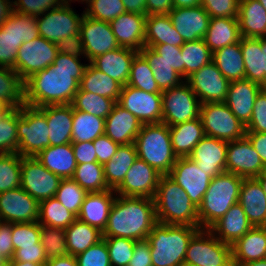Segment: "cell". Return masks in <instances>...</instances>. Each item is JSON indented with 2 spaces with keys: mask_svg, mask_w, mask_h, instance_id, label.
<instances>
[{
  "mask_svg": "<svg viewBox=\"0 0 266 266\" xmlns=\"http://www.w3.org/2000/svg\"><path fill=\"white\" fill-rule=\"evenodd\" d=\"M139 53L147 62H166L182 76L181 47L170 44L145 45Z\"/></svg>",
  "mask_w": 266,
  "mask_h": 266,
  "instance_id": "obj_50",
  "label": "cell"
},
{
  "mask_svg": "<svg viewBox=\"0 0 266 266\" xmlns=\"http://www.w3.org/2000/svg\"><path fill=\"white\" fill-rule=\"evenodd\" d=\"M182 78L184 81L194 72L212 61V52L204 39L184 42L181 46Z\"/></svg>",
  "mask_w": 266,
  "mask_h": 266,
  "instance_id": "obj_42",
  "label": "cell"
},
{
  "mask_svg": "<svg viewBox=\"0 0 266 266\" xmlns=\"http://www.w3.org/2000/svg\"><path fill=\"white\" fill-rule=\"evenodd\" d=\"M117 102L114 99L82 91L80 88L74 95L72 107L85 113L92 114L99 118H106Z\"/></svg>",
  "mask_w": 266,
  "mask_h": 266,
  "instance_id": "obj_45",
  "label": "cell"
},
{
  "mask_svg": "<svg viewBox=\"0 0 266 266\" xmlns=\"http://www.w3.org/2000/svg\"><path fill=\"white\" fill-rule=\"evenodd\" d=\"M157 221L167 225L199 226L197 207L176 182L162 175L154 197Z\"/></svg>",
  "mask_w": 266,
  "mask_h": 266,
  "instance_id": "obj_4",
  "label": "cell"
},
{
  "mask_svg": "<svg viewBox=\"0 0 266 266\" xmlns=\"http://www.w3.org/2000/svg\"><path fill=\"white\" fill-rule=\"evenodd\" d=\"M128 266H152L150 243L147 240L135 242Z\"/></svg>",
  "mask_w": 266,
  "mask_h": 266,
  "instance_id": "obj_66",
  "label": "cell"
},
{
  "mask_svg": "<svg viewBox=\"0 0 266 266\" xmlns=\"http://www.w3.org/2000/svg\"><path fill=\"white\" fill-rule=\"evenodd\" d=\"M68 254L77 256L103 239L102 231L76 219L66 229Z\"/></svg>",
  "mask_w": 266,
  "mask_h": 266,
  "instance_id": "obj_41",
  "label": "cell"
},
{
  "mask_svg": "<svg viewBox=\"0 0 266 266\" xmlns=\"http://www.w3.org/2000/svg\"><path fill=\"white\" fill-rule=\"evenodd\" d=\"M153 70L154 79L161 91L180 85L184 80L166 62H147Z\"/></svg>",
  "mask_w": 266,
  "mask_h": 266,
  "instance_id": "obj_59",
  "label": "cell"
},
{
  "mask_svg": "<svg viewBox=\"0 0 266 266\" xmlns=\"http://www.w3.org/2000/svg\"><path fill=\"white\" fill-rule=\"evenodd\" d=\"M80 55L76 47L61 48L53 64L24 82L25 104L37 108L71 104L87 66L81 63Z\"/></svg>",
  "mask_w": 266,
  "mask_h": 266,
  "instance_id": "obj_1",
  "label": "cell"
},
{
  "mask_svg": "<svg viewBox=\"0 0 266 266\" xmlns=\"http://www.w3.org/2000/svg\"><path fill=\"white\" fill-rule=\"evenodd\" d=\"M173 8L172 0H146V15H168Z\"/></svg>",
  "mask_w": 266,
  "mask_h": 266,
  "instance_id": "obj_70",
  "label": "cell"
},
{
  "mask_svg": "<svg viewBox=\"0 0 266 266\" xmlns=\"http://www.w3.org/2000/svg\"><path fill=\"white\" fill-rule=\"evenodd\" d=\"M78 266H111L104 239L75 256Z\"/></svg>",
  "mask_w": 266,
  "mask_h": 266,
  "instance_id": "obj_58",
  "label": "cell"
},
{
  "mask_svg": "<svg viewBox=\"0 0 266 266\" xmlns=\"http://www.w3.org/2000/svg\"><path fill=\"white\" fill-rule=\"evenodd\" d=\"M205 136L231 142L245 136V126L224 102L202 103L199 115Z\"/></svg>",
  "mask_w": 266,
  "mask_h": 266,
  "instance_id": "obj_10",
  "label": "cell"
},
{
  "mask_svg": "<svg viewBox=\"0 0 266 266\" xmlns=\"http://www.w3.org/2000/svg\"><path fill=\"white\" fill-rule=\"evenodd\" d=\"M252 227L242 206L236 203L209 230L223 243L232 245Z\"/></svg>",
  "mask_w": 266,
  "mask_h": 266,
  "instance_id": "obj_32",
  "label": "cell"
},
{
  "mask_svg": "<svg viewBox=\"0 0 266 266\" xmlns=\"http://www.w3.org/2000/svg\"><path fill=\"white\" fill-rule=\"evenodd\" d=\"M76 219L55 197L39 202L38 222L41 225L66 229Z\"/></svg>",
  "mask_w": 266,
  "mask_h": 266,
  "instance_id": "obj_44",
  "label": "cell"
},
{
  "mask_svg": "<svg viewBox=\"0 0 266 266\" xmlns=\"http://www.w3.org/2000/svg\"><path fill=\"white\" fill-rule=\"evenodd\" d=\"M184 263L193 266H233L232 247L209 229H199L188 244Z\"/></svg>",
  "mask_w": 266,
  "mask_h": 266,
  "instance_id": "obj_9",
  "label": "cell"
},
{
  "mask_svg": "<svg viewBox=\"0 0 266 266\" xmlns=\"http://www.w3.org/2000/svg\"><path fill=\"white\" fill-rule=\"evenodd\" d=\"M142 124L162 123V93H150L125 85L117 102Z\"/></svg>",
  "mask_w": 266,
  "mask_h": 266,
  "instance_id": "obj_15",
  "label": "cell"
},
{
  "mask_svg": "<svg viewBox=\"0 0 266 266\" xmlns=\"http://www.w3.org/2000/svg\"><path fill=\"white\" fill-rule=\"evenodd\" d=\"M104 132V118L73 109L72 143L94 141Z\"/></svg>",
  "mask_w": 266,
  "mask_h": 266,
  "instance_id": "obj_43",
  "label": "cell"
},
{
  "mask_svg": "<svg viewBox=\"0 0 266 266\" xmlns=\"http://www.w3.org/2000/svg\"><path fill=\"white\" fill-rule=\"evenodd\" d=\"M199 226L167 225L157 222L148 234L152 266H181L189 241Z\"/></svg>",
  "mask_w": 266,
  "mask_h": 266,
  "instance_id": "obj_3",
  "label": "cell"
},
{
  "mask_svg": "<svg viewBox=\"0 0 266 266\" xmlns=\"http://www.w3.org/2000/svg\"><path fill=\"white\" fill-rule=\"evenodd\" d=\"M12 261L30 262L45 265L47 262L45 250L40 243H35V246L21 247L16 249Z\"/></svg>",
  "mask_w": 266,
  "mask_h": 266,
  "instance_id": "obj_64",
  "label": "cell"
},
{
  "mask_svg": "<svg viewBox=\"0 0 266 266\" xmlns=\"http://www.w3.org/2000/svg\"><path fill=\"white\" fill-rule=\"evenodd\" d=\"M168 15L176 31L185 42L204 39L211 17L201 5L174 7Z\"/></svg>",
  "mask_w": 266,
  "mask_h": 266,
  "instance_id": "obj_22",
  "label": "cell"
},
{
  "mask_svg": "<svg viewBox=\"0 0 266 266\" xmlns=\"http://www.w3.org/2000/svg\"><path fill=\"white\" fill-rule=\"evenodd\" d=\"M49 126L50 146L72 143L73 107L71 104L40 107Z\"/></svg>",
  "mask_w": 266,
  "mask_h": 266,
  "instance_id": "obj_30",
  "label": "cell"
},
{
  "mask_svg": "<svg viewBox=\"0 0 266 266\" xmlns=\"http://www.w3.org/2000/svg\"><path fill=\"white\" fill-rule=\"evenodd\" d=\"M115 198L116 193L112 189L101 192H88L81 205L77 219L103 232Z\"/></svg>",
  "mask_w": 266,
  "mask_h": 266,
  "instance_id": "obj_28",
  "label": "cell"
},
{
  "mask_svg": "<svg viewBox=\"0 0 266 266\" xmlns=\"http://www.w3.org/2000/svg\"><path fill=\"white\" fill-rule=\"evenodd\" d=\"M72 179L87 192L110 190L106 184L103 165L98 162L77 164Z\"/></svg>",
  "mask_w": 266,
  "mask_h": 266,
  "instance_id": "obj_47",
  "label": "cell"
},
{
  "mask_svg": "<svg viewBox=\"0 0 266 266\" xmlns=\"http://www.w3.org/2000/svg\"><path fill=\"white\" fill-rule=\"evenodd\" d=\"M245 130L266 133V90L264 88L256 96L251 119L245 126Z\"/></svg>",
  "mask_w": 266,
  "mask_h": 266,
  "instance_id": "obj_63",
  "label": "cell"
},
{
  "mask_svg": "<svg viewBox=\"0 0 266 266\" xmlns=\"http://www.w3.org/2000/svg\"><path fill=\"white\" fill-rule=\"evenodd\" d=\"M134 144L138 158L162 175H168L178 159L167 124H142Z\"/></svg>",
  "mask_w": 266,
  "mask_h": 266,
  "instance_id": "obj_6",
  "label": "cell"
},
{
  "mask_svg": "<svg viewBox=\"0 0 266 266\" xmlns=\"http://www.w3.org/2000/svg\"><path fill=\"white\" fill-rule=\"evenodd\" d=\"M264 166L259 154L246 136L228 142L226 172L242 178H256L263 173Z\"/></svg>",
  "mask_w": 266,
  "mask_h": 266,
  "instance_id": "obj_19",
  "label": "cell"
},
{
  "mask_svg": "<svg viewBox=\"0 0 266 266\" xmlns=\"http://www.w3.org/2000/svg\"><path fill=\"white\" fill-rule=\"evenodd\" d=\"M212 62L230 82L245 79V64L240 41L213 52Z\"/></svg>",
  "mask_w": 266,
  "mask_h": 266,
  "instance_id": "obj_39",
  "label": "cell"
},
{
  "mask_svg": "<svg viewBox=\"0 0 266 266\" xmlns=\"http://www.w3.org/2000/svg\"><path fill=\"white\" fill-rule=\"evenodd\" d=\"M135 144L120 145L109 162L103 165L106 184L116 190L123 182L127 171L137 159Z\"/></svg>",
  "mask_w": 266,
  "mask_h": 266,
  "instance_id": "obj_38",
  "label": "cell"
},
{
  "mask_svg": "<svg viewBox=\"0 0 266 266\" xmlns=\"http://www.w3.org/2000/svg\"><path fill=\"white\" fill-rule=\"evenodd\" d=\"M169 15H147L145 20V45L170 44L181 47L184 44Z\"/></svg>",
  "mask_w": 266,
  "mask_h": 266,
  "instance_id": "obj_37",
  "label": "cell"
},
{
  "mask_svg": "<svg viewBox=\"0 0 266 266\" xmlns=\"http://www.w3.org/2000/svg\"><path fill=\"white\" fill-rule=\"evenodd\" d=\"M119 47L109 22L95 20L84 14L76 48L88 59V62Z\"/></svg>",
  "mask_w": 266,
  "mask_h": 266,
  "instance_id": "obj_13",
  "label": "cell"
},
{
  "mask_svg": "<svg viewBox=\"0 0 266 266\" xmlns=\"http://www.w3.org/2000/svg\"><path fill=\"white\" fill-rule=\"evenodd\" d=\"M243 179L228 172L212 178L197 208L200 229H209L232 205L238 203Z\"/></svg>",
  "mask_w": 266,
  "mask_h": 266,
  "instance_id": "obj_5",
  "label": "cell"
},
{
  "mask_svg": "<svg viewBox=\"0 0 266 266\" xmlns=\"http://www.w3.org/2000/svg\"><path fill=\"white\" fill-rule=\"evenodd\" d=\"M12 266H45V265L37 264V263H30V262L12 261Z\"/></svg>",
  "mask_w": 266,
  "mask_h": 266,
  "instance_id": "obj_78",
  "label": "cell"
},
{
  "mask_svg": "<svg viewBox=\"0 0 266 266\" xmlns=\"http://www.w3.org/2000/svg\"><path fill=\"white\" fill-rule=\"evenodd\" d=\"M256 179L259 181L263 191L266 194V174L263 172L258 177H256Z\"/></svg>",
  "mask_w": 266,
  "mask_h": 266,
  "instance_id": "obj_77",
  "label": "cell"
},
{
  "mask_svg": "<svg viewBox=\"0 0 266 266\" xmlns=\"http://www.w3.org/2000/svg\"><path fill=\"white\" fill-rule=\"evenodd\" d=\"M0 217L2 222L8 223L36 222L39 202L21 187L1 192Z\"/></svg>",
  "mask_w": 266,
  "mask_h": 266,
  "instance_id": "obj_20",
  "label": "cell"
},
{
  "mask_svg": "<svg viewBox=\"0 0 266 266\" xmlns=\"http://www.w3.org/2000/svg\"><path fill=\"white\" fill-rule=\"evenodd\" d=\"M241 37L238 17L210 18L204 41L213 53L239 42Z\"/></svg>",
  "mask_w": 266,
  "mask_h": 266,
  "instance_id": "obj_35",
  "label": "cell"
},
{
  "mask_svg": "<svg viewBox=\"0 0 266 266\" xmlns=\"http://www.w3.org/2000/svg\"><path fill=\"white\" fill-rule=\"evenodd\" d=\"M162 174L137 157L127 171L116 195L154 199Z\"/></svg>",
  "mask_w": 266,
  "mask_h": 266,
  "instance_id": "obj_18",
  "label": "cell"
},
{
  "mask_svg": "<svg viewBox=\"0 0 266 266\" xmlns=\"http://www.w3.org/2000/svg\"><path fill=\"white\" fill-rule=\"evenodd\" d=\"M45 266H78L75 256L66 255L46 262Z\"/></svg>",
  "mask_w": 266,
  "mask_h": 266,
  "instance_id": "obj_73",
  "label": "cell"
},
{
  "mask_svg": "<svg viewBox=\"0 0 266 266\" xmlns=\"http://www.w3.org/2000/svg\"><path fill=\"white\" fill-rule=\"evenodd\" d=\"M40 242L47 261L68 255L65 229L40 224Z\"/></svg>",
  "mask_w": 266,
  "mask_h": 266,
  "instance_id": "obj_51",
  "label": "cell"
},
{
  "mask_svg": "<svg viewBox=\"0 0 266 266\" xmlns=\"http://www.w3.org/2000/svg\"><path fill=\"white\" fill-rule=\"evenodd\" d=\"M202 103L225 102L230 81L211 61L186 79Z\"/></svg>",
  "mask_w": 266,
  "mask_h": 266,
  "instance_id": "obj_16",
  "label": "cell"
},
{
  "mask_svg": "<svg viewBox=\"0 0 266 266\" xmlns=\"http://www.w3.org/2000/svg\"><path fill=\"white\" fill-rule=\"evenodd\" d=\"M0 101L14 108L25 104L24 82L14 69L0 67Z\"/></svg>",
  "mask_w": 266,
  "mask_h": 266,
  "instance_id": "obj_46",
  "label": "cell"
},
{
  "mask_svg": "<svg viewBox=\"0 0 266 266\" xmlns=\"http://www.w3.org/2000/svg\"><path fill=\"white\" fill-rule=\"evenodd\" d=\"M141 127L142 123L136 116L116 103L105 118L104 134L119 145H129L134 143Z\"/></svg>",
  "mask_w": 266,
  "mask_h": 266,
  "instance_id": "obj_25",
  "label": "cell"
},
{
  "mask_svg": "<svg viewBox=\"0 0 266 266\" xmlns=\"http://www.w3.org/2000/svg\"><path fill=\"white\" fill-rule=\"evenodd\" d=\"M253 148L259 154L261 161L266 165V133L265 132H245Z\"/></svg>",
  "mask_w": 266,
  "mask_h": 266,
  "instance_id": "obj_69",
  "label": "cell"
},
{
  "mask_svg": "<svg viewBox=\"0 0 266 266\" xmlns=\"http://www.w3.org/2000/svg\"><path fill=\"white\" fill-rule=\"evenodd\" d=\"M240 46L245 64V79L266 87V37H241Z\"/></svg>",
  "mask_w": 266,
  "mask_h": 266,
  "instance_id": "obj_27",
  "label": "cell"
},
{
  "mask_svg": "<svg viewBox=\"0 0 266 266\" xmlns=\"http://www.w3.org/2000/svg\"><path fill=\"white\" fill-rule=\"evenodd\" d=\"M14 252L11 223L2 222L0 224V257L3 260H12Z\"/></svg>",
  "mask_w": 266,
  "mask_h": 266,
  "instance_id": "obj_68",
  "label": "cell"
},
{
  "mask_svg": "<svg viewBox=\"0 0 266 266\" xmlns=\"http://www.w3.org/2000/svg\"><path fill=\"white\" fill-rule=\"evenodd\" d=\"M69 2L66 0L59 7L36 17L40 37L61 48L76 47L80 36V24L85 14L83 11L79 17Z\"/></svg>",
  "mask_w": 266,
  "mask_h": 266,
  "instance_id": "obj_7",
  "label": "cell"
},
{
  "mask_svg": "<svg viewBox=\"0 0 266 266\" xmlns=\"http://www.w3.org/2000/svg\"><path fill=\"white\" fill-rule=\"evenodd\" d=\"M146 16L125 12L109 22L120 47L131 48L139 52L145 46Z\"/></svg>",
  "mask_w": 266,
  "mask_h": 266,
  "instance_id": "obj_24",
  "label": "cell"
},
{
  "mask_svg": "<svg viewBox=\"0 0 266 266\" xmlns=\"http://www.w3.org/2000/svg\"><path fill=\"white\" fill-rule=\"evenodd\" d=\"M21 161L18 153L0 154V193L20 187Z\"/></svg>",
  "mask_w": 266,
  "mask_h": 266,
  "instance_id": "obj_52",
  "label": "cell"
},
{
  "mask_svg": "<svg viewBox=\"0 0 266 266\" xmlns=\"http://www.w3.org/2000/svg\"><path fill=\"white\" fill-rule=\"evenodd\" d=\"M79 88L82 91L98 94L118 102L122 85L89 63L84 70Z\"/></svg>",
  "mask_w": 266,
  "mask_h": 266,
  "instance_id": "obj_40",
  "label": "cell"
},
{
  "mask_svg": "<svg viewBox=\"0 0 266 266\" xmlns=\"http://www.w3.org/2000/svg\"><path fill=\"white\" fill-rule=\"evenodd\" d=\"M126 12L146 15V0H122Z\"/></svg>",
  "mask_w": 266,
  "mask_h": 266,
  "instance_id": "obj_71",
  "label": "cell"
},
{
  "mask_svg": "<svg viewBox=\"0 0 266 266\" xmlns=\"http://www.w3.org/2000/svg\"><path fill=\"white\" fill-rule=\"evenodd\" d=\"M240 0H201L211 18L238 17Z\"/></svg>",
  "mask_w": 266,
  "mask_h": 266,
  "instance_id": "obj_62",
  "label": "cell"
},
{
  "mask_svg": "<svg viewBox=\"0 0 266 266\" xmlns=\"http://www.w3.org/2000/svg\"><path fill=\"white\" fill-rule=\"evenodd\" d=\"M85 15L99 21L110 22L126 12L122 0H91Z\"/></svg>",
  "mask_w": 266,
  "mask_h": 266,
  "instance_id": "obj_55",
  "label": "cell"
},
{
  "mask_svg": "<svg viewBox=\"0 0 266 266\" xmlns=\"http://www.w3.org/2000/svg\"><path fill=\"white\" fill-rule=\"evenodd\" d=\"M127 85L150 93H162L154 79L153 70L139 52L131 63Z\"/></svg>",
  "mask_w": 266,
  "mask_h": 266,
  "instance_id": "obj_49",
  "label": "cell"
},
{
  "mask_svg": "<svg viewBox=\"0 0 266 266\" xmlns=\"http://www.w3.org/2000/svg\"><path fill=\"white\" fill-rule=\"evenodd\" d=\"M137 53L138 51L134 49L119 47L105 54L98 55L89 63L122 86H125L130 77L131 63Z\"/></svg>",
  "mask_w": 266,
  "mask_h": 266,
  "instance_id": "obj_26",
  "label": "cell"
},
{
  "mask_svg": "<svg viewBox=\"0 0 266 266\" xmlns=\"http://www.w3.org/2000/svg\"><path fill=\"white\" fill-rule=\"evenodd\" d=\"M61 47L55 43L38 37L24 42L18 49L15 71L25 82L28 78L53 64Z\"/></svg>",
  "mask_w": 266,
  "mask_h": 266,
  "instance_id": "obj_12",
  "label": "cell"
},
{
  "mask_svg": "<svg viewBox=\"0 0 266 266\" xmlns=\"http://www.w3.org/2000/svg\"><path fill=\"white\" fill-rule=\"evenodd\" d=\"M17 136L18 154L22 157H36L49 147V126L45 113L26 104L18 108Z\"/></svg>",
  "mask_w": 266,
  "mask_h": 266,
  "instance_id": "obj_8",
  "label": "cell"
},
{
  "mask_svg": "<svg viewBox=\"0 0 266 266\" xmlns=\"http://www.w3.org/2000/svg\"><path fill=\"white\" fill-rule=\"evenodd\" d=\"M0 266H12V260H3L0 262Z\"/></svg>",
  "mask_w": 266,
  "mask_h": 266,
  "instance_id": "obj_79",
  "label": "cell"
},
{
  "mask_svg": "<svg viewBox=\"0 0 266 266\" xmlns=\"http://www.w3.org/2000/svg\"><path fill=\"white\" fill-rule=\"evenodd\" d=\"M77 164L97 162L93 141L71 143Z\"/></svg>",
  "mask_w": 266,
  "mask_h": 266,
  "instance_id": "obj_67",
  "label": "cell"
},
{
  "mask_svg": "<svg viewBox=\"0 0 266 266\" xmlns=\"http://www.w3.org/2000/svg\"><path fill=\"white\" fill-rule=\"evenodd\" d=\"M109 252L111 266H128L136 240L123 237H103Z\"/></svg>",
  "mask_w": 266,
  "mask_h": 266,
  "instance_id": "obj_54",
  "label": "cell"
},
{
  "mask_svg": "<svg viewBox=\"0 0 266 266\" xmlns=\"http://www.w3.org/2000/svg\"><path fill=\"white\" fill-rule=\"evenodd\" d=\"M168 176L185 190L197 208L212 180V177L198 168L196 162L189 157H178Z\"/></svg>",
  "mask_w": 266,
  "mask_h": 266,
  "instance_id": "obj_17",
  "label": "cell"
},
{
  "mask_svg": "<svg viewBox=\"0 0 266 266\" xmlns=\"http://www.w3.org/2000/svg\"><path fill=\"white\" fill-rule=\"evenodd\" d=\"M18 108L0 121V154L18 153Z\"/></svg>",
  "mask_w": 266,
  "mask_h": 266,
  "instance_id": "obj_56",
  "label": "cell"
},
{
  "mask_svg": "<svg viewBox=\"0 0 266 266\" xmlns=\"http://www.w3.org/2000/svg\"><path fill=\"white\" fill-rule=\"evenodd\" d=\"M197 98L186 81L162 91V123L174 126L199 118L201 102Z\"/></svg>",
  "mask_w": 266,
  "mask_h": 266,
  "instance_id": "obj_11",
  "label": "cell"
},
{
  "mask_svg": "<svg viewBox=\"0 0 266 266\" xmlns=\"http://www.w3.org/2000/svg\"><path fill=\"white\" fill-rule=\"evenodd\" d=\"M93 145L96 150L97 162L102 165L111 160L120 146L105 134L97 137L93 141Z\"/></svg>",
  "mask_w": 266,
  "mask_h": 266,
  "instance_id": "obj_65",
  "label": "cell"
},
{
  "mask_svg": "<svg viewBox=\"0 0 266 266\" xmlns=\"http://www.w3.org/2000/svg\"><path fill=\"white\" fill-rule=\"evenodd\" d=\"M14 25L15 11L0 28V67L15 70L18 49L23 42H19L15 37Z\"/></svg>",
  "mask_w": 266,
  "mask_h": 266,
  "instance_id": "obj_48",
  "label": "cell"
},
{
  "mask_svg": "<svg viewBox=\"0 0 266 266\" xmlns=\"http://www.w3.org/2000/svg\"><path fill=\"white\" fill-rule=\"evenodd\" d=\"M253 226L266 227V194L256 178H244L239 201Z\"/></svg>",
  "mask_w": 266,
  "mask_h": 266,
  "instance_id": "obj_29",
  "label": "cell"
},
{
  "mask_svg": "<svg viewBox=\"0 0 266 266\" xmlns=\"http://www.w3.org/2000/svg\"><path fill=\"white\" fill-rule=\"evenodd\" d=\"M266 10V0H258Z\"/></svg>",
  "mask_w": 266,
  "mask_h": 266,
  "instance_id": "obj_80",
  "label": "cell"
},
{
  "mask_svg": "<svg viewBox=\"0 0 266 266\" xmlns=\"http://www.w3.org/2000/svg\"><path fill=\"white\" fill-rule=\"evenodd\" d=\"M228 142L204 136L188 156L212 178L226 172Z\"/></svg>",
  "mask_w": 266,
  "mask_h": 266,
  "instance_id": "obj_21",
  "label": "cell"
},
{
  "mask_svg": "<svg viewBox=\"0 0 266 266\" xmlns=\"http://www.w3.org/2000/svg\"><path fill=\"white\" fill-rule=\"evenodd\" d=\"M36 158L46 169L62 179L72 178L77 167L71 143L49 146L42 150Z\"/></svg>",
  "mask_w": 266,
  "mask_h": 266,
  "instance_id": "obj_33",
  "label": "cell"
},
{
  "mask_svg": "<svg viewBox=\"0 0 266 266\" xmlns=\"http://www.w3.org/2000/svg\"><path fill=\"white\" fill-rule=\"evenodd\" d=\"M238 22L242 37H266V10L258 0H240Z\"/></svg>",
  "mask_w": 266,
  "mask_h": 266,
  "instance_id": "obj_34",
  "label": "cell"
},
{
  "mask_svg": "<svg viewBox=\"0 0 266 266\" xmlns=\"http://www.w3.org/2000/svg\"><path fill=\"white\" fill-rule=\"evenodd\" d=\"M88 192L72 178L62 179L55 198L76 217Z\"/></svg>",
  "mask_w": 266,
  "mask_h": 266,
  "instance_id": "obj_53",
  "label": "cell"
},
{
  "mask_svg": "<svg viewBox=\"0 0 266 266\" xmlns=\"http://www.w3.org/2000/svg\"><path fill=\"white\" fill-rule=\"evenodd\" d=\"M11 234L14 251L21 247L35 246V243H40V223H11Z\"/></svg>",
  "mask_w": 266,
  "mask_h": 266,
  "instance_id": "obj_57",
  "label": "cell"
},
{
  "mask_svg": "<svg viewBox=\"0 0 266 266\" xmlns=\"http://www.w3.org/2000/svg\"><path fill=\"white\" fill-rule=\"evenodd\" d=\"M14 35L19 42H29L38 38L36 17L15 12Z\"/></svg>",
  "mask_w": 266,
  "mask_h": 266,
  "instance_id": "obj_61",
  "label": "cell"
},
{
  "mask_svg": "<svg viewBox=\"0 0 266 266\" xmlns=\"http://www.w3.org/2000/svg\"><path fill=\"white\" fill-rule=\"evenodd\" d=\"M171 143L177 157H188L194 147L205 136L200 117L169 126Z\"/></svg>",
  "mask_w": 266,
  "mask_h": 266,
  "instance_id": "obj_36",
  "label": "cell"
},
{
  "mask_svg": "<svg viewBox=\"0 0 266 266\" xmlns=\"http://www.w3.org/2000/svg\"><path fill=\"white\" fill-rule=\"evenodd\" d=\"M241 266H266V259L251 261V262L242 264Z\"/></svg>",
  "mask_w": 266,
  "mask_h": 266,
  "instance_id": "obj_76",
  "label": "cell"
},
{
  "mask_svg": "<svg viewBox=\"0 0 266 266\" xmlns=\"http://www.w3.org/2000/svg\"><path fill=\"white\" fill-rule=\"evenodd\" d=\"M66 0H15L14 11L20 14L38 17L50 9L59 7Z\"/></svg>",
  "mask_w": 266,
  "mask_h": 266,
  "instance_id": "obj_60",
  "label": "cell"
},
{
  "mask_svg": "<svg viewBox=\"0 0 266 266\" xmlns=\"http://www.w3.org/2000/svg\"><path fill=\"white\" fill-rule=\"evenodd\" d=\"M157 222L154 199L116 195L102 235L147 240Z\"/></svg>",
  "mask_w": 266,
  "mask_h": 266,
  "instance_id": "obj_2",
  "label": "cell"
},
{
  "mask_svg": "<svg viewBox=\"0 0 266 266\" xmlns=\"http://www.w3.org/2000/svg\"><path fill=\"white\" fill-rule=\"evenodd\" d=\"M14 109L10 104L0 101V121L7 117Z\"/></svg>",
  "mask_w": 266,
  "mask_h": 266,
  "instance_id": "obj_75",
  "label": "cell"
},
{
  "mask_svg": "<svg viewBox=\"0 0 266 266\" xmlns=\"http://www.w3.org/2000/svg\"><path fill=\"white\" fill-rule=\"evenodd\" d=\"M231 247L233 266L266 259V227L253 226Z\"/></svg>",
  "mask_w": 266,
  "mask_h": 266,
  "instance_id": "obj_31",
  "label": "cell"
},
{
  "mask_svg": "<svg viewBox=\"0 0 266 266\" xmlns=\"http://www.w3.org/2000/svg\"><path fill=\"white\" fill-rule=\"evenodd\" d=\"M262 89V86L247 79L232 81L229 84L224 103L244 126L251 119L256 96Z\"/></svg>",
  "mask_w": 266,
  "mask_h": 266,
  "instance_id": "obj_23",
  "label": "cell"
},
{
  "mask_svg": "<svg viewBox=\"0 0 266 266\" xmlns=\"http://www.w3.org/2000/svg\"><path fill=\"white\" fill-rule=\"evenodd\" d=\"M175 8L196 7L201 5V0H172Z\"/></svg>",
  "mask_w": 266,
  "mask_h": 266,
  "instance_id": "obj_74",
  "label": "cell"
},
{
  "mask_svg": "<svg viewBox=\"0 0 266 266\" xmlns=\"http://www.w3.org/2000/svg\"><path fill=\"white\" fill-rule=\"evenodd\" d=\"M13 12H14L13 1L0 0V28Z\"/></svg>",
  "mask_w": 266,
  "mask_h": 266,
  "instance_id": "obj_72",
  "label": "cell"
},
{
  "mask_svg": "<svg viewBox=\"0 0 266 266\" xmlns=\"http://www.w3.org/2000/svg\"><path fill=\"white\" fill-rule=\"evenodd\" d=\"M61 180L36 157H22L20 187L38 202L54 197Z\"/></svg>",
  "mask_w": 266,
  "mask_h": 266,
  "instance_id": "obj_14",
  "label": "cell"
}]
</instances>
